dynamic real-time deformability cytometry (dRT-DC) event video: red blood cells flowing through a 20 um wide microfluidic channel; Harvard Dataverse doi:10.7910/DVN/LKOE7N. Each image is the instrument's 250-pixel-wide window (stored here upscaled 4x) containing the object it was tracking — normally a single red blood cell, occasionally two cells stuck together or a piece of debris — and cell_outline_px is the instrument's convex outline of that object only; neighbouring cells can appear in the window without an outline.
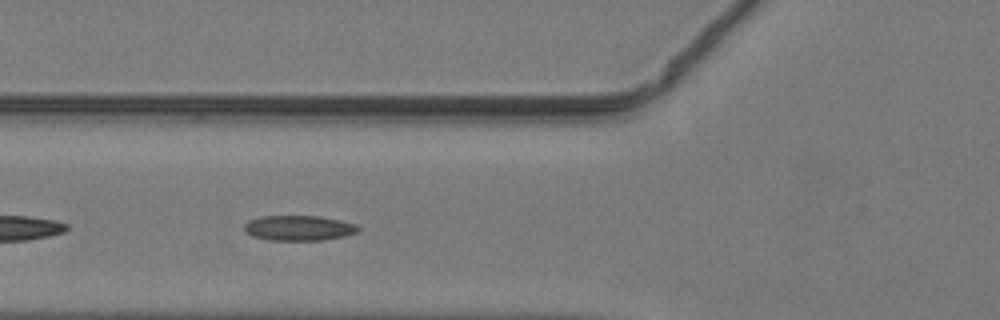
{"species": "common noctule bat (a hibernating species)", "species_latin": "Nyctalus noctula", "temperature_condition": "warm", "stored_images_in_passage": 40, "camera_frame_rate_fps": 3000, "um_per_image_px": 0.085, "animal": {"sex": "male", "body_mass_g": 19.2, "forearm_length_mm": 51.8}, "frame": {"image": 1, "passage_image": 11, "time_ms": 3.333, "image_size_px": [1000, 320], "cell_outline_px": [[360, 228], [356, 232], [344, 236], [320, 240], [268, 240], [252, 236], [244, 228], [244, 224], [248, 220], [260, 216], [320, 216], [340, 220], [356, 224]], "centroid_in_image_um": [25.38, 19.37], "position_along_channel_um": 100.4, "area_um2": 16.65}}
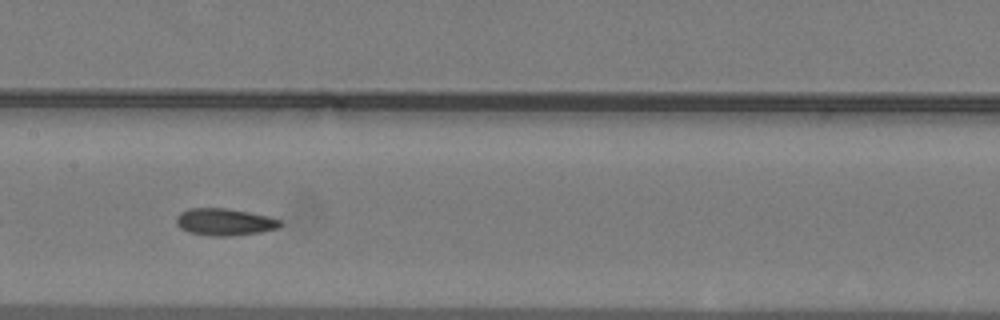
{"frame": {"image": 2, "passage_image": 17, "time_ms": 5.333, "image_size_px": [1000, 320], "cell_outline_px": [[284, 224], [280, 228], [260, 232], [228, 236], [212, 236], [188, 232], [180, 228], [176, 224], [176, 216], [180, 212], [188, 208], [228, 208], [268, 216], [280, 220]], "centroid_in_image_um": [19.09, 18.86], "position_along_channel_um": 188.3, "area_um2": 16.53}}
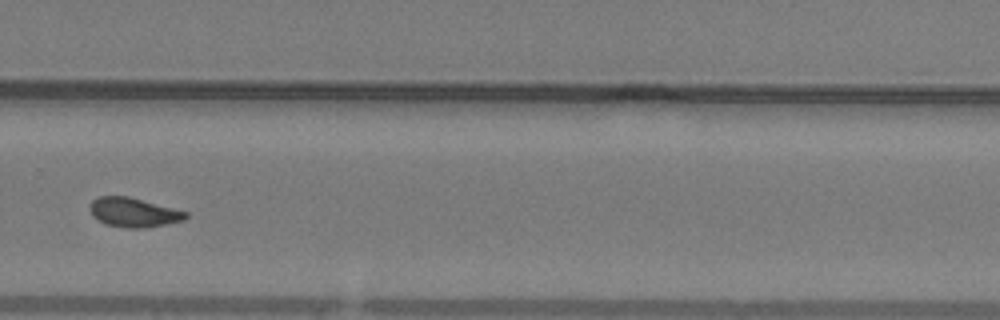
{"frame": {"image": 3, "passage_image": 26, "time_ms": 8.333, "image_size_px": [1000, 320], "cell_outline_px": [[188, 216], [184, 220], [168, 224], [140, 228], [124, 228], [104, 224], [92, 216], [88, 208], [92, 200], [100, 196], [128, 196], [188, 212]], "centroid_in_image_um": [11.32, 18.06], "position_along_channel_um": 318.5, "area_um2": 16.47}}